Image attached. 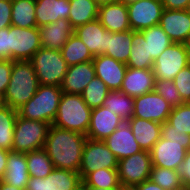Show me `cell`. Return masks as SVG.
<instances>
[{
	"label": "cell",
	"instance_id": "26",
	"mask_svg": "<svg viewBox=\"0 0 190 190\" xmlns=\"http://www.w3.org/2000/svg\"><path fill=\"white\" fill-rule=\"evenodd\" d=\"M127 122L131 126L133 135L142 150L150 151L161 138L162 124L159 122L137 117H132Z\"/></svg>",
	"mask_w": 190,
	"mask_h": 190
},
{
	"label": "cell",
	"instance_id": "44",
	"mask_svg": "<svg viewBox=\"0 0 190 190\" xmlns=\"http://www.w3.org/2000/svg\"><path fill=\"white\" fill-rule=\"evenodd\" d=\"M177 172L185 189H190V150L186 152L184 161L178 166Z\"/></svg>",
	"mask_w": 190,
	"mask_h": 190
},
{
	"label": "cell",
	"instance_id": "50",
	"mask_svg": "<svg viewBox=\"0 0 190 190\" xmlns=\"http://www.w3.org/2000/svg\"><path fill=\"white\" fill-rule=\"evenodd\" d=\"M0 190H26V189L17 188L0 180Z\"/></svg>",
	"mask_w": 190,
	"mask_h": 190
},
{
	"label": "cell",
	"instance_id": "33",
	"mask_svg": "<svg viewBox=\"0 0 190 190\" xmlns=\"http://www.w3.org/2000/svg\"><path fill=\"white\" fill-rule=\"evenodd\" d=\"M147 42L148 57L154 61L173 42L158 24L140 31Z\"/></svg>",
	"mask_w": 190,
	"mask_h": 190
},
{
	"label": "cell",
	"instance_id": "7",
	"mask_svg": "<svg viewBox=\"0 0 190 190\" xmlns=\"http://www.w3.org/2000/svg\"><path fill=\"white\" fill-rule=\"evenodd\" d=\"M41 47L38 27H8V60L29 61Z\"/></svg>",
	"mask_w": 190,
	"mask_h": 190
},
{
	"label": "cell",
	"instance_id": "35",
	"mask_svg": "<svg viewBox=\"0 0 190 190\" xmlns=\"http://www.w3.org/2000/svg\"><path fill=\"white\" fill-rule=\"evenodd\" d=\"M29 177H47L54 169L53 163L44 148L26 153Z\"/></svg>",
	"mask_w": 190,
	"mask_h": 190
},
{
	"label": "cell",
	"instance_id": "29",
	"mask_svg": "<svg viewBox=\"0 0 190 190\" xmlns=\"http://www.w3.org/2000/svg\"><path fill=\"white\" fill-rule=\"evenodd\" d=\"M154 61L148 57L147 42L140 31L132 30V46L127 61V67L138 69H153Z\"/></svg>",
	"mask_w": 190,
	"mask_h": 190
},
{
	"label": "cell",
	"instance_id": "17",
	"mask_svg": "<svg viewBox=\"0 0 190 190\" xmlns=\"http://www.w3.org/2000/svg\"><path fill=\"white\" fill-rule=\"evenodd\" d=\"M96 77L102 80L110 91L120 90L127 71V65L106 55L94 56L92 60Z\"/></svg>",
	"mask_w": 190,
	"mask_h": 190
},
{
	"label": "cell",
	"instance_id": "23",
	"mask_svg": "<svg viewBox=\"0 0 190 190\" xmlns=\"http://www.w3.org/2000/svg\"><path fill=\"white\" fill-rule=\"evenodd\" d=\"M38 30L42 47L54 50H61L74 33V28L66 19H59L57 22L39 27Z\"/></svg>",
	"mask_w": 190,
	"mask_h": 190
},
{
	"label": "cell",
	"instance_id": "15",
	"mask_svg": "<svg viewBox=\"0 0 190 190\" xmlns=\"http://www.w3.org/2000/svg\"><path fill=\"white\" fill-rule=\"evenodd\" d=\"M123 122L118 115L104 106L93 108L86 136L91 140L104 141Z\"/></svg>",
	"mask_w": 190,
	"mask_h": 190
},
{
	"label": "cell",
	"instance_id": "14",
	"mask_svg": "<svg viewBox=\"0 0 190 190\" xmlns=\"http://www.w3.org/2000/svg\"><path fill=\"white\" fill-rule=\"evenodd\" d=\"M81 181L77 172L54 168L45 178L29 177L26 190H73Z\"/></svg>",
	"mask_w": 190,
	"mask_h": 190
},
{
	"label": "cell",
	"instance_id": "27",
	"mask_svg": "<svg viewBox=\"0 0 190 190\" xmlns=\"http://www.w3.org/2000/svg\"><path fill=\"white\" fill-rule=\"evenodd\" d=\"M69 2L68 20L74 29L98 19L99 5L94 0H69Z\"/></svg>",
	"mask_w": 190,
	"mask_h": 190
},
{
	"label": "cell",
	"instance_id": "11",
	"mask_svg": "<svg viewBox=\"0 0 190 190\" xmlns=\"http://www.w3.org/2000/svg\"><path fill=\"white\" fill-rule=\"evenodd\" d=\"M172 106L157 92L151 91L134 97V113L132 117L156 121L161 124L168 120Z\"/></svg>",
	"mask_w": 190,
	"mask_h": 190
},
{
	"label": "cell",
	"instance_id": "24",
	"mask_svg": "<svg viewBox=\"0 0 190 190\" xmlns=\"http://www.w3.org/2000/svg\"><path fill=\"white\" fill-rule=\"evenodd\" d=\"M28 180L26 153L9 151L2 181L17 188L26 189Z\"/></svg>",
	"mask_w": 190,
	"mask_h": 190
},
{
	"label": "cell",
	"instance_id": "46",
	"mask_svg": "<svg viewBox=\"0 0 190 190\" xmlns=\"http://www.w3.org/2000/svg\"><path fill=\"white\" fill-rule=\"evenodd\" d=\"M0 58L8 60V27L0 29Z\"/></svg>",
	"mask_w": 190,
	"mask_h": 190
},
{
	"label": "cell",
	"instance_id": "36",
	"mask_svg": "<svg viewBox=\"0 0 190 190\" xmlns=\"http://www.w3.org/2000/svg\"><path fill=\"white\" fill-rule=\"evenodd\" d=\"M82 181L88 187L123 188L119 181L118 169H98L87 174Z\"/></svg>",
	"mask_w": 190,
	"mask_h": 190
},
{
	"label": "cell",
	"instance_id": "34",
	"mask_svg": "<svg viewBox=\"0 0 190 190\" xmlns=\"http://www.w3.org/2000/svg\"><path fill=\"white\" fill-rule=\"evenodd\" d=\"M17 115L18 110L7 105L0 108V149L12 151Z\"/></svg>",
	"mask_w": 190,
	"mask_h": 190
},
{
	"label": "cell",
	"instance_id": "40",
	"mask_svg": "<svg viewBox=\"0 0 190 190\" xmlns=\"http://www.w3.org/2000/svg\"><path fill=\"white\" fill-rule=\"evenodd\" d=\"M155 92L164 98L172 107L183 104L180 93L172 80L155 79Z\"/></svg>",
	"mask_w": 190,
	"mask_h": 190
},
{
	"label": "cell",
	"instance_id": "4",
	"mask_svg": "<svg viewBox=\"0 0 190 190\" xmlns=\"http://www.w3.org/2000/svg\"><path fill=\"white\" fill-rule=\"evenodd\" d=\"M62 94L61 87L39 85L34 96L18 110V115L52 125Z\"/></svg>",
	"mask_w": 190,
	"mask_h": 190
},
{
	"label": "cell",
	"instance_id": "45",
	"mask_svg": "<svg viewBox=\"0 0 190 190\" xmlns=\"http://www.w3.org/2000/svg\"><path fill=\"white\" fill-rule=\"evenodd\" d=\"M12 0H0V29L10 27Z\"/></svg>",
	"mask_w": 190,
	"mask_h": 190
},
{
	"label": "cell",
	"instance_id": "48",
	"mask_svg": "<svg viewBox=\"0 0 190 190\" xmlns=\"http://www.w3.org/2000/svg\"><path fill=\"white\" fill-rule=\"evenodd\" d=\"M130 189L131 190H165L158 184L152 182L150 179L140 184L134 185Z\"/></svg>",
	"mask_w": 190,
	"mask_h": 190
},
{
	"label": "cell",
	"instance_id": "37",
	"mask_svg": "<svg viewBox=\"0 0 190 190\" xmlns=\"http://www.w3.org/2000/svg\"><path fill=\"white\" fill-rule=\"evenodd\" d=\"M149 179L165 190L185 189L177 170L152 166Z\"/></svg>",
	"mask_w": 190,
	"mask_h": 190
},
{
	"label": "cell",
	"instance_id": "30",
	"mask_svg": "<svg viewBox=\"0 0 190 190\" xmlns=\"http://www.w3.org/2000/svg\"><path fill=\"white\" fill-rule=\"evenodd\" d=\"M34 0H12L11 24L20 28L37 27Z\"/></svg>",
	"mask_w": 190,
	"mask_h": 190
},
{
	"label": "cell",
	"instance_id": "55",
	"mask_svg": "<svg viewBox=\"0 0 190 190\" xmlns=\"http://www.w3.org/2000/svg\"><path fill=\"white\" fill-rule=\"evenodd\" d=\"M137 1L139 0H118V2H121L122 4L128 6V5H131V4H134L136 3Z\"/></svg>",
	"mask_w": 190,
	"mask_h": 190
},
{
	"label": "cell",
	"instance_id": "58",
	"mask_svg": "<svg viewBox=\"0 0 190 190\" xmlns=\"http://www.w3.org/2000/svg\"><path fill=\"white\" fill-rule=\"evenodd\" d=\"M122 190H131L130 188H123Z\"/></svg>",
	"mask_w": 190,
	"mask_h": 190
},
{
	"label": "cell",
	"instance_id": "1",
	"mask_svg": "<svg viewBox=\"0 0 190 190\" xmlns=\"http://www.w3.org/2000/svg\"><path fill=\"white\" fill-rule=\"evenodd\" d=\"M87 136L50 125L44 149L54 168L79 173Z\"/></svg>",
	"mask_w": 190,
	"mask_h": 190
},
{
	"label": "cell",
	"instance_id": "18",
	"mask_svg": "<svg viewBox=\"0 0 190 190\" xmlns=\"http://www.w3.org/2000/svg\"><path fill=\"white\" fill-rule=\"evenodd\" d=\"M104 142L118 160L142 151L128 122H123Z\"/></svg>",
	"mask_w": 190,
	"mask_h": 190
},
{
	"label": "cell",
	"instance_id": "42",
	"mask_svg": "<svg viewBox=\"0 0 190 190\" xmlns=\"http://www.w3.org/2000/svg\"><path fill=\"white\" fill-rule=\"evenodd\" d=\"M161 136L175 143H190V135L184 131L170 130V124L166 121L162 124Z\"/></svg>",
	"mask_w": 190,
	"mask_h": 190
},
{
	"label": "cell",
	"instance_id": "22",
	"mask_svg": "<svg viewBox=\"0 0 190 190\" xmlns=\"http://www.w3.org/2000/svg\"><path fill=\"white\" fill-rule=\"evenodd\" d=\"M98 20L106 30L116 33L130 30L127 6L115 2L99 6Z\"/></svg>",
	"mask_w": 190,
	"mask_h": 190
},
{
	"label": "cell",
	"instance_id": "57",
	"mask_svg": "<svg viewBox=\"0 0 190 190\" xmlns=\"http://www.w3.org/2000/svg\"><path fill=\"white\" fill-rule=\"evenodd\" d=\"M188 13H190V0L188 2L187 8L185 9Z\"/></svg>",
	"mask_w": 190,
	"mask_h": 190
},
{
	"label": "cell",
	"instance_id": "54",
	"mask_svg": "<svg viewBox=\"0 0 190 190\" xmlns=\"http://www.w3.org/2000/svg\"><path fill=\"white\" fill-rule=\"evenodd\" d=\"M123 188H99V187H89V190H122Z\"/></svg>",
	"mask_w": 190,
	"mask_h": 190
},
{
	"label": "cell",
	"instance_id": "49",
	"mask_svg": "<svg viewBox=\"0 0 190 190\" xmlns=\"http://www.w3.org/2000/svg\"><path fill=\"white\" fill-rule=\"evenodd\" d=\"M8 152V150L0 149V180H2V177L6 170Z\"/></svg>",
	"mask_w": 190,
	"mask_h": 190
},
{
	"label": "cell",
	"instance_id": "3",
	"mask_svg": "<svg viewBox=\"0 0 190 190\" xmlns=\"http://www.w3.org/2000/svg\"><path fill=\"white\" fill-rule=\"evenodd\" d=\"M92 109L84 102L80 94L63 92L52 125L87 135Z\"/></svg>",
	"mask_w": 190,
	"mask_h": 190
},
{
	"label": "cell",
	"instance_id": "51",
	"mask_svg": "<svg viewBox=\"0 0 190 190\" xmlns=\"http://www.w3.org/2000/svg\"><path fill=\"white\" fill-rule=\"evenodd\" d=\"M99 6L105 5V4H110V3H115L118 2V0H94Z\"/></svg>",
	"mask_w": 190,
	"mask_h": 190
},
{
	"label": "cell",
	"instance_id": "38",
	"mask_svg": "<svg viewBox=\"0 0 190 190\" xmlns=\"http://www.w3.org/2000/svg\"><path fill=\"white\" fill-rule=\"evenodd\" d=\"M109 88L106 84L95 77L84 89L82 98L89 108H97L103 106V102L108 96Z\"/></svg>",
	"mask_w": 190,
	"mask_h": 190
},
{
	"label": "cell",
	"instance_id": "25",
	"mask_svg": "<svg viewBox=\"0 0 190 190\" xmlns=\"http://www.w3.org/2000/svg\"><path fill=\"white\" fill-rule=\"evenodd\" d=\"M69 13V0H39L35 8L37 27L57 22L59 19L68 20Z\"/></svg>",
	"mask_w": 190,
	"mask_h": 190
},
{
	"label": "cell",
	"instance_id": "53",
	"mask_svg": "<svg viewBox=\"0 0 190 190\" xmlns=\"http://www.w3.org/2000/svg\"><path fill=\"white\" fill-rule=\"evenodd\" d=\"M184 44L187 50L188 59L190 61V37L185 41Z\"/></svg>",
	"mask_w": 190,
	"mask_h": 190
},
{
	"label": "cell",
	"instance_id": "5",
	"mask_svg": "<svg viewBox=\"0 0 190 190\" xmlns=\"http://www.w3.org/2000/svg\"><path fill=\"white\" fill-rule=\"evenodd\" d=\"M29 61L34 67L39 85L61 86L68 69L61 50L41 47Z\"/></svg>",
	"mask_w": 190,
	"mask_h": 190
},
{
	"label": "cell",
	"instance_id": "39",
	"mask_svg": "<svg viewBox=\"0 0 190 190\" xmlns=\"http://www.w3.org/2000/svg\"><path fill=\"white\" fill-rule=\"evenodd\" d=\"M167 122L170 124V130L184 131L190 135V103L173 107Z\"/></svg>",
	"mask_w": 190,
	"mask_h": 190
},
{
	"label": "cell",
	"instance_id": "56",
	"mask_svg": "<svg viewBox=\"0 0 190 190\" xmlns=\"http://www.w3.org/2000/svg\"><path fill=\"white\" fill-rule=\"evenodd\" d=\"M5 105L3 95L0 94V108H2Z\"/></svg>",
	"mask_w": 190,
	"mask_h": 190
},
{
	"label": "cell",
	"instance_id": "28",
	"mask_svg": "<svg viewBox=\"0 0 190 190\" xmlns=\"http://www.w3.org/2000/svg\"><path fill=\"white\" fill-rule=\"evenodd\" d=\"M132 46V30L112 33L108 31L106 56L127 64Z\"/></svg>",
	"mask_w": 190,
	"mask_h": 190
},
{
	"label": "cell",
	"instance_id": "52",
	"mask_svg": "<svg viewBox=\"0 0 190 190\" xmlns=\"http://www.w3.org/2000/svg\"><path fill=\"white\" fill-rule=\"evenodd\" d=\"M73 190H89V187L81 181Z\"/></svg>",
	"mask_w": 190,
	"mask_h": 190
},
{
	"label": "cell",
	"instance_id": "10",
	"mask_svg": "<svg viewBox=\"0 0 190 190\" xmlns=\"http://www.w3.org/2000/svg\"><path fill=\"white\" fill-rule=\"evenodd\" d=\"M189 59L185 44L172 43L155 60L153 71L155 79L172 80L186 66Z\"/></svg>",
	"mask_w": 190,
	"mask_h": 190
},
{
	"label": "cell",
	"instance_id": "20",
	"mask_svg": "<svg viewBox=\"0 0 190 190\" xmlns=\"http://www.w3.org/2000/svg\"><path fill=\"white\" fill-rule=\"evenodd\" d=\"M96 77L92 61L68 66L61 90L68 94H82L86 86Z\"/></svg>",
	"mask_w": 190,
	"mask_h": 190
},
{
	"label": "cell",
	"instance_id": "6",
	"mask_svg": "<svg viewBox=\"0 0 190 190\" xmlns=\"http://www.w3.org/2000/svg\"><path fill=\"white\" fill-rule=\"evenodd\" d=\"M50 125L43 121L30 120L17 115L12 151L29 153L44 148Z\"/></svg>",
	"mask_w": 190,
	"mask_h": 190
},
{
	"label": "cell",
	"instance_id": "19",
	"mask_svg": "<svg viewBox=\"0 0 190 190\" xmlns=\"http://www.w3.org/2000/svg\"><path fill=\"white\" fill-rule=\"evenodd\" d=\"M74 34L88 47L93 56L106 54L108 30H106L98 19L76 27Z\"/></svg>",
	"mask_w": 190,
	"mask_h": 190
},
{
	"label": "cell",
	"instance_id": "32",
	"mask_svg": "<svg viewBox=\"0 0 190 190\" xmlns=\"http://www.w3.org/2000/svg\"><path fill=\"white\" fill-rule=\"evenodd\" d=\"M61 53L68 66L94 59L88 47L74 33L61 48Z\"/></svg>",
	"mask_w": 190,
	"mask_h": 190
},
{
	"label": "cell",
	"instance_id": "47",
	"mask_svg": "<svg viewBox=\"0 0 190 190\" xmlns=\"http://www.w3.org/2000/svg\"><path fill=\"white\" fill-rule=\"evenodd\" d=\"M164 9L168 10H185L189 0H160Z\"/></svg>",
	"mask_w": 190,
	"mask_h": 190
},
{
	"label": "cell",
	"instance_id": "9",
	"mask_svg": "<svg viewBox=\"0 0 190 190\" xmlns=\"http://www.w3.org/2000/svg\"><path fill=\"white\" fill-rule=\"evenodd\" d=\"M152 167L151 155L149 151L142 150L119 160L118 175L123 188H131L150 178Z\"/></svg>",
	"mask_w": 190,
	"mask_h": 190
},
{
	"label": "cell",
	"instance_id": "2",
	"mask_svg": "<svg viewBox=\"0 0 190 190\" xmlns=\"http://www.w3.org/2000/svg\"><path fill=\"white\" fill-rule=\"evenodd\" d=\"M39 81L30 61H13L10 82L3 95L5 105L19 110L37 92Z\"/></svg>",
	"mask_w": 190,
	"mask_h": 190
},
{
	"label": "cell",
	"instance_id": "16",
	"mask_svg": "<svg viewBox=\"0 0 190 190\" xmlns=\"http://www.w3.org/2000/svg\"><path fill=\"white\" fill-rule=\"evenodd\" d=\"M159 25L173 43H185L190 37V13L186 10L164 9Z\"/></svg>",
	"mask_w": 190,
	"mask_h": 190
},
{
	"label": "cell",
	"instance_id": "12",
	"mask_svg": "<svg viewBox=\"0 0 190 190\" xmlns=\"http://www.w3.org/2000/svg\"><path fill=\"white\" fill-rule=\"evenodd\" d=\"M188 150H190V143H175L161 136L149 151L152 166L177 170Z\"/></svg>",
	"mask_w": 190,
	"mask_h": 190
},
{
	"label": "cell",
	"instance_id": "43",
	"mask_svg": "<svg viewBox=\"0 0 190 190\" xmlns=\"http://www.w3.org/2000/svg\"><path fill=\"white\" fill-rule=\"evenodd\" d=\"M12 67V60H0V94L2 95H4L6 88L10 82Z\"/></svg>",
	"mask_w": 190,
	"mask_h": 190
},
{
	"label": "cell",
	"instance_id": "31",
	"mask_svg": "<svg viewBox=\"0 0 190 190\" xmlns=\"http://www.w3.org/2000/svg\"><path fill=\"white\" fill-rule=\"evenodd\" d=\"M103 106L127 122L134 113V97L124 94L120 90L109 91Z\"/></svg>",
	"mask_w": 190,
	"mask_h": 190
},
{
	"label": "cell",
	"instance_id": "8",
	"mask_svg": "<svg viewBox=\"0 0 190 190\" xmlns=\"http://www.w3.org/2000/svg\"><path fill=\"white\" fill-rule=\"evenodd\" d=\"M119 160L104 141L86 139L79 169L81 179L98 169H118Z\"/></svg>",
	"mask_w": 190,
	"mask_h": 190
},
{
	"label": "cell",
	"instance_id": "13",
	"mask_svg": "<svg viewBox=\"0 0 190 190\" xmlns=\"http://www.w3.org/2000/svg\"><path fill=\"white\" fill-rule=\"evenodd\" d=\"M127 10L131 30L142 31L159 24L164 7L160 0H139Z\"/></svg>",
	"mask_w": 190,
	"mask_h": 190
},
{
	"label": "cell",
	"instance_id": "41",
	"mask_svg": "<svg viewBox=\"0 0 190 190\" xmlns=\"http://www.w3.org/2000/svg\"><path fill=\"white\" fill-rule=\"evenodd\" d=\"M184 103H190V66L183 68L173 79Z\"/></svg>",
	"mask_w": 190,
	"mask_h": 190
},
{
	"label": "cell",
	"instance_id": "21",
	"mask_svg": "<svg viewBox=\"0 0 190 190\" xmlns=\"http://www.w3.org/2000/svg\"><path fill=\"white\" fill-rule=\"evenodd\" d=\"M155 75L153 69H138L127 67L120 91L132 97H137L154 91Z\"/></svg>",
	"mask_w": 190,
	"mask_h": 190
}]
</instances>
